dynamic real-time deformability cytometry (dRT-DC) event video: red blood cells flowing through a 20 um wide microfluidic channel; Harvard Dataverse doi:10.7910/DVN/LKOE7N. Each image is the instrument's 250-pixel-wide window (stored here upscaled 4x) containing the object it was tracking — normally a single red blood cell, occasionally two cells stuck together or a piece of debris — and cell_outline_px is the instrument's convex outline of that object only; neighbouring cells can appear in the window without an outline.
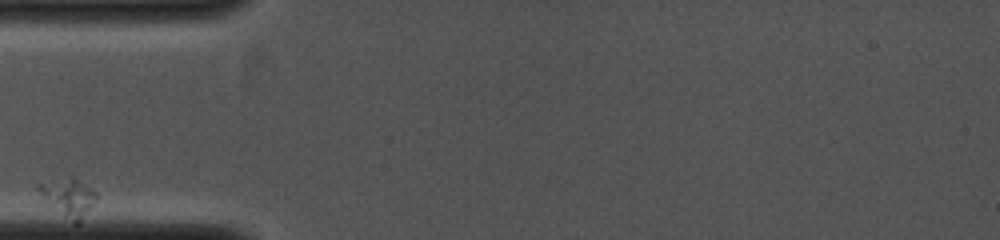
{"species": "common noctule bat (a hibernating species)", "species_latin": "Nyctalus noctula", "temperature_condition": "cold", "stored_images_in_passage": 5, "camera_frame_rate_fps": 4000, "um_per_image_px": 0.085, "animal": {"sex": "female", "body_mass_g": 19.0, "forearm_length_mm": 53.3}, "frame": {"image": 1, "passage_image": 1, "time_ms": 0.0, "image_size_px": [1000, 240], "cell_outline_px": [[96, 196], [92, 204], [80, 224], [72, 224], [36, 188], [36, 184], [68, 176], [76, 176], [92, 188], [96, 192]], "centroid_in_image_um": [5.87, 16.74], "position_along_channel_um": 79.1, "area_um2": 12.54}}